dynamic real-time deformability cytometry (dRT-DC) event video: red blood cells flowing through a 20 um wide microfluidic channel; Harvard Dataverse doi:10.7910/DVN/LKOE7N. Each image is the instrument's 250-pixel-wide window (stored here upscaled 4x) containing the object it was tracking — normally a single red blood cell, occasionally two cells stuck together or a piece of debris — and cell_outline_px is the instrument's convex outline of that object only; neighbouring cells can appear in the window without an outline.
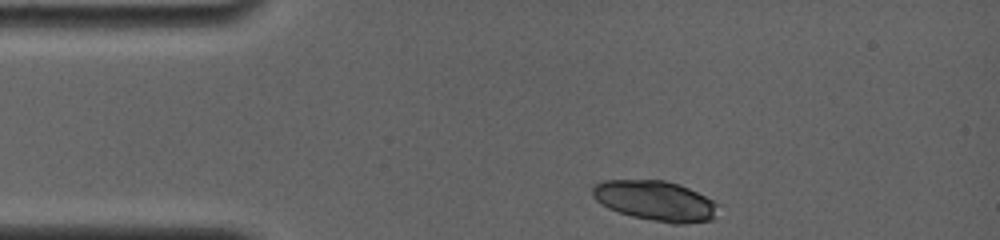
{"species": "common noctule bat (a hibernating species)", "species_latin": "Nyctalus noctula", "temperature_condition": "room temperature", "stored_images_in_passage": 2, "camera_frame_rate_fps": 4000, "um_per_image_px": 0.085, "animal": {"sex": "female", "body_mass_g": 19.0, "forearm_length_mm": 56.7}, "frame": {"image": 1, "passage_image": 1, "time_ms": 0.0, "image_size_px": [1000, 240], "cell_outline_px": [[720, 204], [712, 220], [684, 224], [672, 224], [632, 216], [608, 208], [600, 204], [592, 196], [592, 184], [604, 180], [664, 180], [680, 184]], "centroid_in_image_um": [55.69, 17.06], "position_along_channel_um": 29.3, "area_um2": 29.48}}